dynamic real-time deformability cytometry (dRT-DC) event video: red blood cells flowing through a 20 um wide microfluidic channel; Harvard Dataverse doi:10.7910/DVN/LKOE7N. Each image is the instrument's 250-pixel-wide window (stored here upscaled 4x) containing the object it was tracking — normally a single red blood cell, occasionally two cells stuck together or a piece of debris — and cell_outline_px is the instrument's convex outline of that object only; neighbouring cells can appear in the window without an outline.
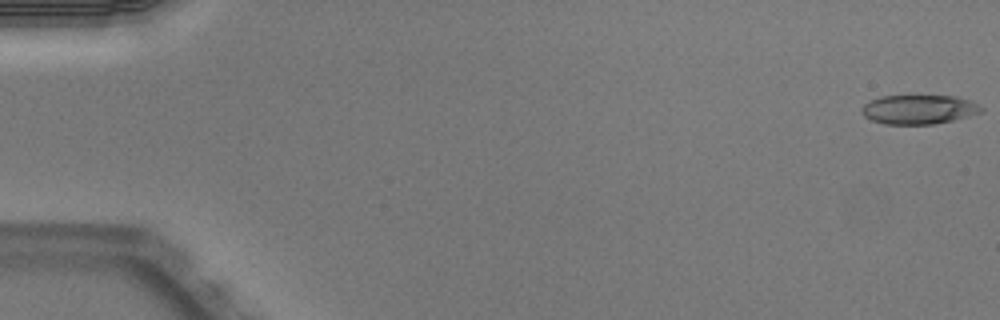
{"species": "Egyptian fruit bat (a non-hibernating species)", "species_latin": "Rousettus aegyptiacus", "temperature_condition": "warm", "stored_images_in_passage": 51, "camera_frame_rate_fps": 3000, "um_per_image_px": 0.085, "animal": {"sex": "male"}, "frame": {"image": 1, "passage_image": 1, "time_ms": 0.0, "image_size_px": [1000, 320], "cell_outline_px": [[984, 108], [980, 112], [968, 116], [952, 120], [932, 124], [884, 124], [872, 120], [864, 116], [860, 112], [860, 108], [864, 104], [880, 96], [956, 96], [972, 100]], "centroid_in_image_um": [78.09, 9.3], "position_along_channel_um": 6.9, "area_um2": 20.35}}
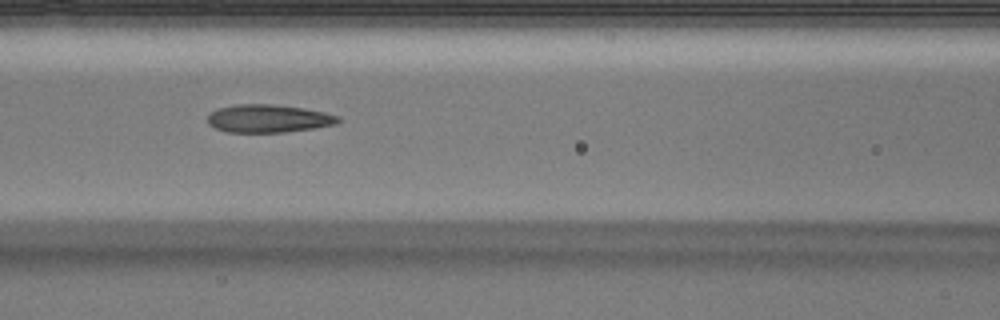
{"frame": {"image": 2, "passage_image": 23, "time_ms": 7.333, "image_size_px": [1000, 320], "cell_outline_px": [[340, 120], [336, 124], [312, 128], [284, 132], [228, 132], [216, 128], [208, 124], [208, 116], [212, 112], [220, 108], [236, 104], [272, 104], [304, 108], [324, 112], [340, 116]], "centroid_in_image_um": [22.83, 10.07], "position_along_channel_um": 143.8, "area_um2": 21.1}}
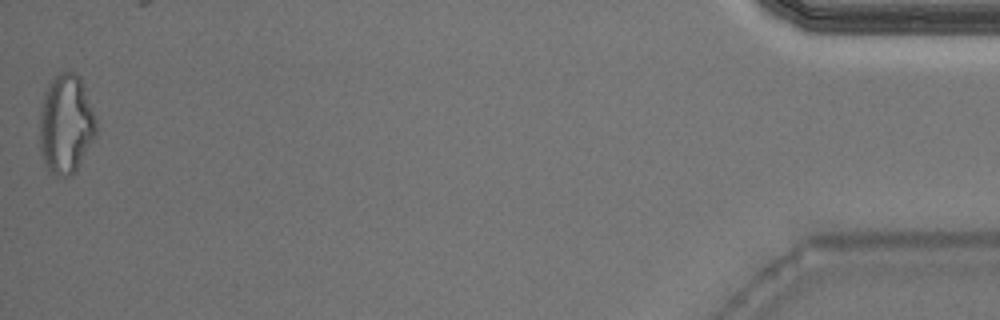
{"frame": {"image": 3, "passage_image": 51, "time_ms": 16.667, "image_size_px": [1000, 320], "cell_outline_px": [[96, 136], [76, 172], [72, 176], [56, 176], [48, 168], [44, 160], [40, 148], [40, 112], [44, 92], [48, 84], [60, 72], [72, 72], [80, 76], [92, 108], [96, 120]], "centroid_in_image_um": [5.62, 10.57], "position_along_channel_um": 429.6, "area_um2": 32.71}, "authors_computed_cell_mechanics": {"area_um2": 21.5016, "velocity_mm_per_s": 4.0225, "shape_relaxation_time_tau1_ms": 4.913, "shape_relaxation_time_tau2_ms": 2.4856, "deformation_change_tau1": 0.194, "deformation_change_tau2": 0.1338}}